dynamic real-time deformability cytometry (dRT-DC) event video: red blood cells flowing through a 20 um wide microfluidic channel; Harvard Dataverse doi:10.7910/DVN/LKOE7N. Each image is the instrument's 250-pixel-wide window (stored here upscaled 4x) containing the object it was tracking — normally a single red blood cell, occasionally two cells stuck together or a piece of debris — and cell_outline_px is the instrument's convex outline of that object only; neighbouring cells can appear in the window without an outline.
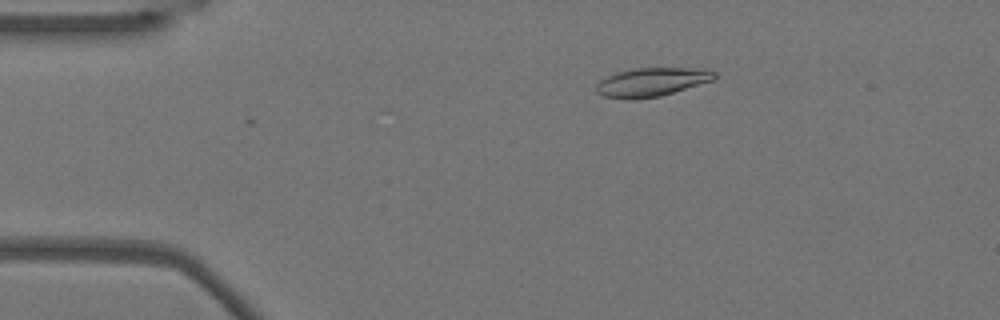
{"species": "Egyptian fruit bat (a non-hibernating species)", "species_latin": "Rousettus aegyptiacus", "temperature_condition": "warm", "stored_images_in_passage": 38, "camera_frame_rate_fps": 3000, "um_per_image_px": 0.085, "animal": {"sex": "female"}, "frame": {"image": 1, "passage_image": 1, "time_ms": 0.0, "image_size_px": [1000, 320], "cell_outline_px": [[716, 80], [660, 96], [628, 100], [604, 96], [596, 92], [596, 84], [600, 80], [616, 72], [632, 68], [704, 68], [716, 72]], "centroid_in_image_um": [55.42, 6.97], "position_along_channel_um": 29.6, "area_um2": 20.0}}
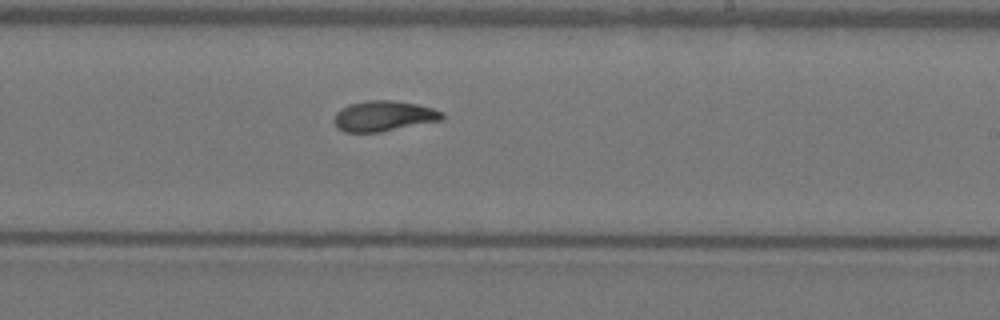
{"frame": {"image": 2, "passage_image": 23, "time_ms": 7.333, "image_size_px": [1000, 320], "cell_outline_px": [[444, 120], [380, 132], [344, 132], [336, 128], [332, 120], [336, 112], [340, 108], [348, 104], [368, 100], [392, 100], [416, 104], [432, 108], [444, 112]], "centroid_in_image_um": [32.59, 9.87], "position_along_channel_um": 256.4, "area_um2": 19.48}}
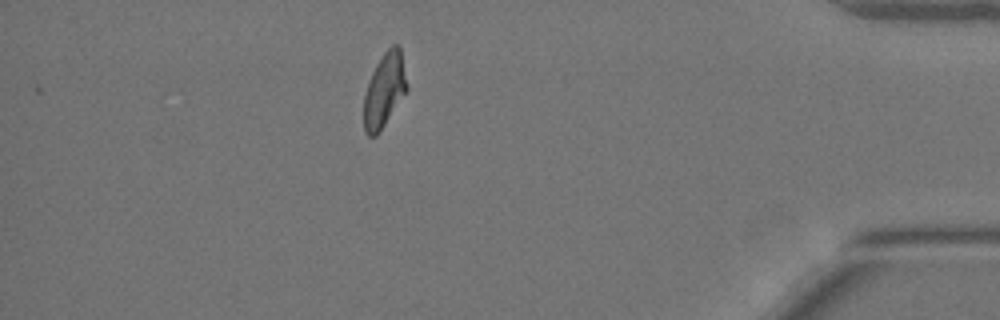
{"frame": {"image": 3, "passage_image": 38, "time_ms": 12.333, "image_size_px": [1000, 320], "cell_outline_px": [[408, 88], [380, 132], [376, 136], [368, 136], [364, 132], [364, 96], [368, 80], [376, 64], [384, 52], [392, 44], [396, 44], [400, 48]], "centroid_in_image_um": [32.65, 7.68], "position_along_channel_um": 402.5, "area_um2": 18.5}, "authors_computed_cell_mechanics": {"area_um2": 19.2474, "velocity_mm_per_s": 3.8044, "shape_relaxation_time_tau1_ms": 10.8664, "shape_relaxation_time_tau2_ms": 1.9658, "deformation_change_tau1": 0.2947, "deformation_change_tau2": 0.074}}